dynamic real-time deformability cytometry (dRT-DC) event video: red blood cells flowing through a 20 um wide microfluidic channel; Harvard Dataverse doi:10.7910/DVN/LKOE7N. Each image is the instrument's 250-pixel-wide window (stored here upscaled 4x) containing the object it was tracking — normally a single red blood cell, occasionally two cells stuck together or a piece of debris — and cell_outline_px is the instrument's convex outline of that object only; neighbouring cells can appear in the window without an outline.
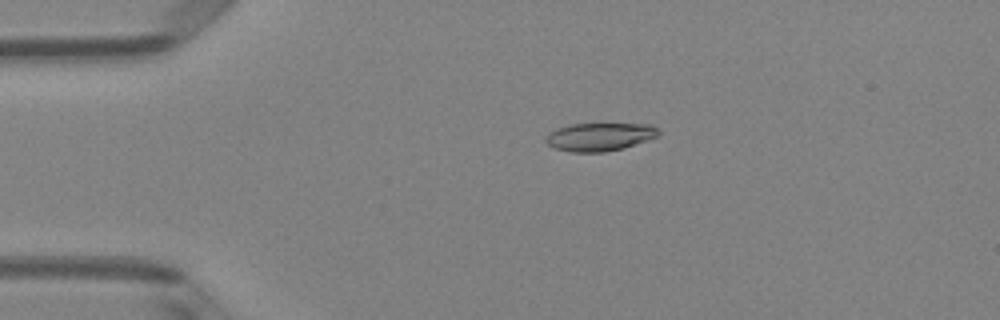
{"species": "Egyptian fruit bat (a non-hibernating species)", "species_latin": "Rousettus aegyptiacus", "temperature_condition": "room temperature", "stored_images_in_passage": 51, "camera_frame_rate_fps": 3000, "um_per_image_px": 0.085, "animal": {"sex": "female"}, "frame": {"image": 1, "passage_image": 11, "time_ms": 3.333, "image_size_px": [1000, 320], "cell_outline_px": [[660, 136], [624, 148], [604, 152], [572, 152], [556, 148], [548, 144], [544, 140], [544, 136], [548, 132], [556, 128], [568, 124], [652, 124], [660, 132]], "centroid_in_image_um": [50.96, 11.62], "position_along_channel_um": 34.0, "area_um2": 18.67}}
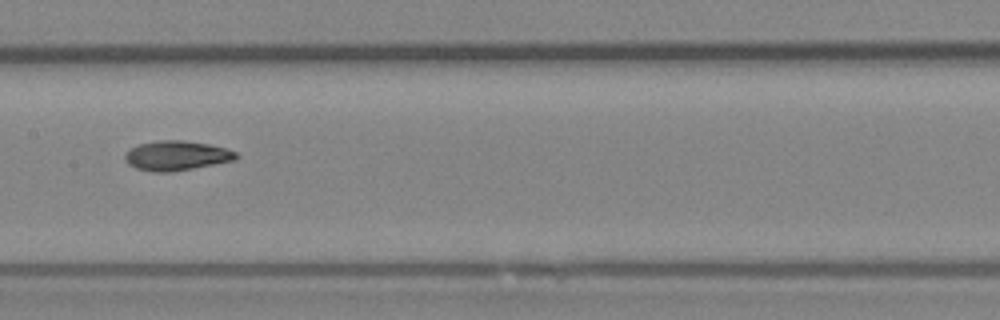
{"frame": {"image": 2, "passage_image": 26, "time_ms": 8.333, "image_size_px": [1000, 320], "cell_outline_px": [[240, 156], [236, 160], [172, 172], [152, 172], [136, 168], [128, 164], [124, 160], [124, 152], [136, 144], [160, 140], [180, 140], [208, 144], [224, 148], [236, 152]], "centroid_in_image_um": [14.96, 13.23], "position_along_channel_um": 192.4, "area_um2": 19.36}}
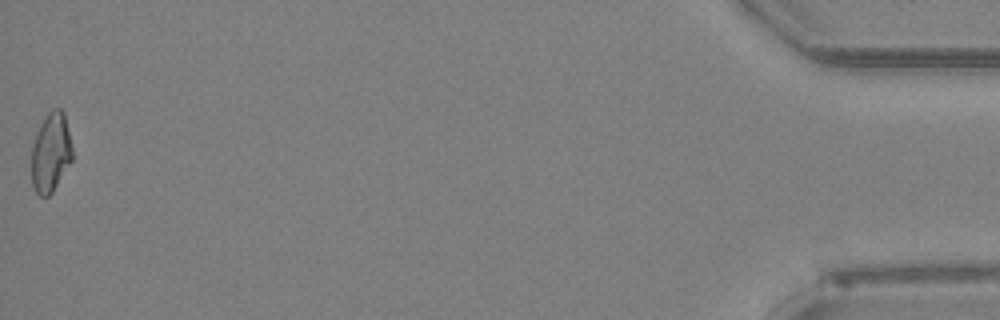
{"frame": {"image": 3, "passage_image": 51, "time_ms": 16.667, "image_size_px": [1000, 320], "cell_outline_px": [[72, 160], [52, 192], [48, 196], [40, 196], [36, 192], [32, 184], [32, 144], [36, 132], [44, 116], [52, 108], [60, 108], [64, 112], [72, 148]], "centroid_in_image_um": [4.31, 12.93], "position_along_channel_um": 430.9, "area_um2": 18.84}, "authors_computed_cell_mechanics": {"area_um2": 18.8428, "velocity_mm_per_s": 4.0129, "shape_relaxation_time_tau1_ms": 4.392, "shape_relaxation_time_tau2_ms": 2.7868, "deformation_change_tau1": 0.1516, "deformation_change_tau2": 0.0916}}